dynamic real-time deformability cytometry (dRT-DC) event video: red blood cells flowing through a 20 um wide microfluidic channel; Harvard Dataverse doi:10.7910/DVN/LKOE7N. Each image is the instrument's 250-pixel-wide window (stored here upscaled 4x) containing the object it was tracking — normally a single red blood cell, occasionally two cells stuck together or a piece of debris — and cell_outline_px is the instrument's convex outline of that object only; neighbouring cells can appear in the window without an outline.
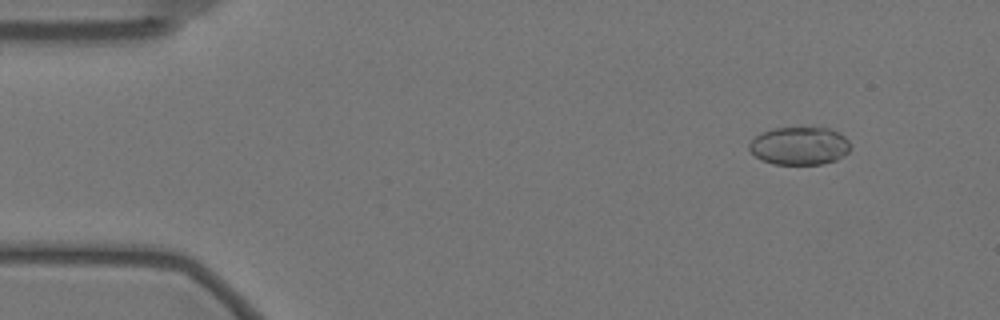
{"species": "Egyptian fruit bat (a non-hibernating species)", "species_latin": "Rousettus aegyptiacus", "temperature_condition": "warm", "stored_images_in_passage": 58, "camera_frame_rate_fps": 3000, "um_per_image_px": 0.085, "animal": {"sex": "female"}, "frame": {"image": 1, "passage_image": 6, "time_ms": 1.667, "image_size_px": [1000, 320], "cell_outline_px": [[848, 152], [836, 160], [820, 164], [772, 164], [756, 156], [748, 148], [748, 144], [760, 132], [776, 128], [832, 128], [840, 132], [848, 140]], "centroid_in_image_um": [67.95, 12.39], "position_along_channel_um": 17.1, "area_um2": 22.25}}
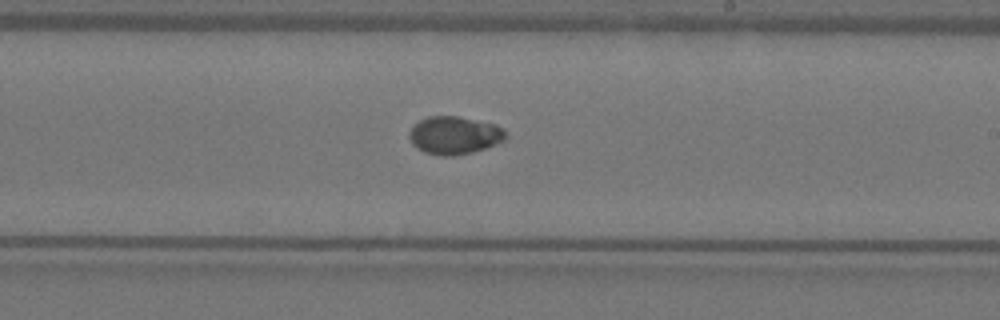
{"frame": {"image": 2, "passage_image": 34, "time_ms": 11.0, "image_size_px": [1000, 320], "cell_outline_px": [[508, 136], [504, 140], [484, 148], [472, 152], [456, 156], [440, 156], [424, 152], [416, 148], [412, 144], [408, 136], [408, 132], [412, 124], [428, 116], [456, 116], [496, 124], [504, 128]], "centroid_in_image_um": [38.59, 11.5], "position_along_channel_um": 250.4, "area_um2": 21.56}}
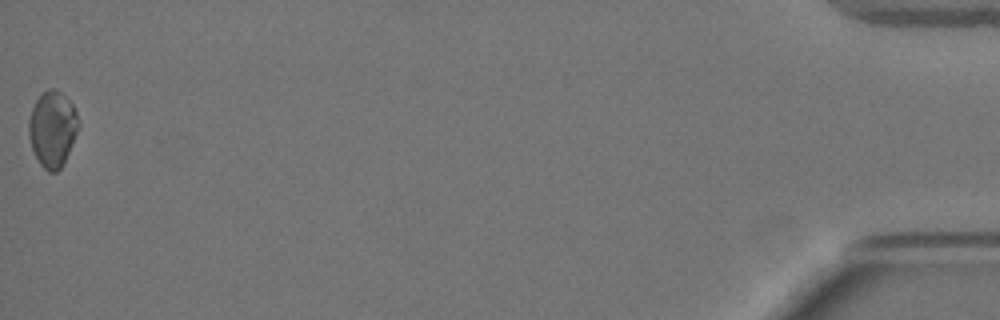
{"frame": {"image": 3, "passage_image": 58, "time_ms": 19.0, "image_size_px": [1000, 320], "cell_outline_px": [[80, 124], [68, 152], [60, 168], [56, 172], [48, 172], [40, 164], [32, 148], [28, 136], [28, 120], [32, 108], [36, 100], [48, 88], [52, 88], [60, 92], [72, 104], [76, 112]], "centroid_in_image_um": [4.44, 10.95], "position_along_channel_um": 430.8, "area_um2": 21.68}, "authors_computed_cell_mechanics": {"area_um2": 21.5594, "velocity_mm_per_s": 3.4979, "shape_relaxation_time_tau1_ms": 5.5463, "shape_relaxation_time_tau2_ms": null, "deformation_change_tau1": 0.1335, "deformation_change_tau2": null}}